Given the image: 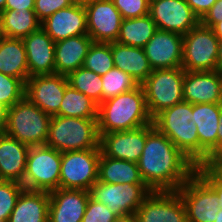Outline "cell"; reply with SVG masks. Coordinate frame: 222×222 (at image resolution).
I'll return each instance as SVG.
<instances>
[{
	"label": "cell",
	"instance_id": "cell-1",
	"mask_svg": "<svg viewBox=\"0 0 222 222\" xmlns=\"http://www.w3.org/2000/svg\"><path fill=\"white\" fill-rule=\"evenodd\" d=\"M137 165L152 191H177L196 170V165L153 123L146 125V142Z\"/></svg>",
	"mask_w": 222,
	"mask_h": 222
},
{
	"label": "cell",
	"instance_id": "cell-2",
	"mask_svg": "<svg viewBox=\"0 0 222 222\" xmlns=\"http://www.w3.org/2000/svg\"><path fill=\"white\" fill-rule=\"evenodd\" d=\"M153 123L144 89L138 85L133 90L109 98L98 107V134L133 130Z\"/></svg>",
	"mask_w": 222,
	"mask_h": 222
},
{
	"label": "cell",
	"instance_id": "cell-3",
	"mask_svg": "<svg viewBox=\"0 0 222 222\" xmlns=\"http://www.w3.org/2000/svg\"><path fill=\"white\" fill-rule=\"evenodd\" d=\"M192 104L181 102L166 108L153 118L154 127L199 166V137L197 126L191 121Z\"/></svg>",
	"mask_w": 222,
	"mask_h": 222
},
{
	"label": "cell",
	"instance_id": "cell-4",
	"mask_svg": "<svg viewBox=\"0 0 222 222\" xmlns=\"http://www.w3.org/2000/svg\"><path fill=\"white\" fill-rule=\"evenodd\" d=\"M97 119L53 115L45 145L60 152L100 149Z\"/></svg>",
	"mask_w": 222,
	"mask_h": 222
},
{
	"label": "cell",
	"instance_id": "cell-5",
	"mask_svg": "<svg viewBox=\"0 0 222 222\" xmlns=\"http://www.w3.org/2000/svg\"><path fill=\"white\" fill-rule=\"evenodd\" d=\"M51 117L25 96L9 107L6 134L30 147L45 145Z\"/></svg>",
	"mask_w": 222,
	"mask_h": 222
},
{
	"label": "cell",
	"instance_id": "cell-6",
	"mask_svg": "<svg viewBox=\"0 0 222 222\" xmlns=\"http://www.w3.org/2000/svg\"><path fill=\"white\" fill-rule=\"evenodd\" d=\"M184 78L185 70L182 67L155 69L141 84L144 89L147 108L152 118L164 109L184 101Z\"/></svg>",
	"mask_w": 222,
	"mask_h": 222
},
{
	"label": "cell",
	"instance_id": "cell-7",
	"mask_svg": "<svg viewBox=\"0 0 222 222\" xmlns=\"http://www.w3.org/2000/svg\"><path fill=\"white\" fill-rule=\"evenodd\" d=\"M61 152L46 145L31 146L21 183L27 190L47 191L59 188Z\"/></svg>",
	"mask_w": 222,
	"mask_h": 222
},
{
	"label": "cell",
	"instance_id": "cell-8",
	"mask_svg": "<svg viewBox=\"0 0 222 222\" xmlns=\"http://www.w3.org/2000/svg\"><path fill=\"white\" fill-rule=\"evenodd\" d=\"M218 44L213 29L199 23L183 35L182 68L185 71L217 70Z\"/></svg>",
	"mask_w": 222,
	"mask_h": 222
},
{
	"label": "cell",
	"instance_id": "cell-9",
	"mask_svg": "<svg viewBox=\"0 0 222 222\" xmlns=\"http://www.w3.org/2000/svg\"><path fill=\"white\" fill-rule=\"evenodd\" d=\"M101 149L61 152L59 188L89 191L98 181Z\"/></svg>",
	"mask_w": 222,
	"mask_h": 222
},
{
	"label": "cell",
	"instance_id": "cell-10",
	"mask_svg": "<svg viewBox=\"0 0 222 222\" xmlns=\"http://www.w3.org/2000/svg\"><path fill=\"white\" fill-rule=\"evenodd\" d=\"M151 192L145 183L110 184L97 181L89 189L90 198L103 203L117 216L134 214Z\"/></svg>",
	"mask_w": 222,
	"mask_h": 222
},
{
	"label": "cell",
	"instance_id": "cell-11",
	"mask_svg": "<svg viewBox=\"0 0 222 222\" xmlns=\"http://www.w3.org/2000/svg\"><path fill=\"white\" fill-rule=\"evenodd\" d=\"M187 222H215L220 211L216 192L195 172L178 190Z\"/></svg>",
	"mask_w": 222,
	"mask_h": 222
},
{
	"label": "cell",
	"instance_id": "cell-12",
	"mask_svg": "<svg viewBox=\"0 0 222 222\" xmlns=\"http://www.w3.org/2000/svg\"><path fill=\"white\" fill-rule=\"evenodd\" d=\"M149 15L157 29L185 35L200 23L185 0H152Z\"/></svg>",
	"mask_w": 222,
	"mask_h": 222
},
{
	"label": "cell",
	"instance_id": "cell-13",
	"mask_svg": "<svg viewBox=\"0 0 222 222\" xmlns=\"http://www.w3.org/2000/svg\"><path fill=\"white\" fill-rule=\"evenodd\" d=\"M135 214L139 222H187L186 208L177 191H152Z\"/></svg>",
	"mask_w": 222,
	"mask_h": 222
},
{
	"label": "cell",
	"instance_id": "cell-14",
	"mask_svg": "<svg viewBox=\"0 0 222 222\" xmlns=\"http://www.w3.org/2000/svg\"><path fill=\"white\" fill-rule=\"evenodd\" d=\"M88 36L93 42H116L122 15L112 0H92L85 5Z\"/></svg>",
	"mask_w": 222,
	"mask_h": 222
},
{
	"label": "cell",
	"instance_id": "cell-15",
	"mask_svg": "<svg viewBox=\"0 0 222 222\" xmlns=\"http://www.w3.org/2000/svg\"><path fill=\"white\" fill-rule=\"evenodd\" d=\"M68 85L65 75H35L27 79L25 96L42 111L53 116L59 112Z\"/></svg>",
	"mask_w": 222,
	"mask_h": 222
},
{
	"label": "cell",
	"instance_id": "cell-16",
	"mask_svg": "<svg viewBox=\"0 0 222 222\" xmlns=\"http://www.w3.org/2000/svg\"><path fill=\"white\" fill-rule=\"evenodd\" d=\"M143 49L153 70L182 67L183 35L181 34L157 29Z\"/></svg>",
	"mask_w": 222,
	"mask_h": 222
},
{
	"label": "cell",
	"instance_id": "cell-17",
	"mask_svg": "<svg viewBox=\"0 0 222 222\" xmlns=\"http://www.w3.org/2000/svg\"><path fill=\"white\" fill-rule=\"evenodd\" d=\"M146 142V126L133 130L116 131L100 136L101 152L110 158L137 163Z\"/></svg>",
	"mask_w": 222,
	"mask_h": 222
},
{
	"label": "cell",
	"instance_id": "cell-18",
	"mask_svg": "<svg viewBox=\"0 0 222 222\" xmlns=\"http://www.w3.org/2000/svg\"><path fill=\"white\" fill-rule=\"evenodd\" d=\"M183 99L191 104L222 103V73L185 71Z\"/></svg>",
	"mask_w": 222,
	"mask_h": 222
},
{
	"label": "cell",
	"instance_id": "cell-19",
	"mask_svg": "<svg viewBox=\"0 0 222 222\" xmlns=\"http://www.w3.org/2000/svg\"><path fill=\"white\" fill-rule=\"evenodd\" d=\"M48 222H82L89 191L58 188L49 192Z\"/></svg>",
	"mask_w": 222,
	"mask_h": 222
},
{
	"label": "cell",
	"instance_id": "cell-20",
	"mask_svg": "<svg viewBox=\"0 0 222 222\" xmlns=\"http://www.w3.org/2000/svg\"><path fill=\"white\" fill-rule=\"evenodd\" d=\"M41 28L55 43L72 36L88 35L85 6L72 4L60 9L44 20Z\"/></svg>",
	"mask_w": 222,
	"mask_h": 222
},
{
	"label": "cell",
	"instance_id": "cell-21",
	"mask_svg": "<svg viewBox=\"0 0 222 222\" xmlns=\"http://www.w3.org/2000/svg\"><path fill=\"white\" fill-rule=\"evenodd\" d=\"M222 103L192 104L191 121L199 137V165L217 148V132Z\"/></svg>",
	"mask_w": 222,
	"mask_h": 222
},
{
	"label": "cell",
	"instance_id": "cell-22",
	"mask_svg": "<svg viewBox=\"0 0 222 222\" xmlns=\"http://www.w3.org/2000/svg\"><path fill=\"white\" fill-rule=\"evenodd\" d=\"M25 45L29 78L55 74V42L42 29L22 39Z\"/></svg>",
	"mask_w": 222,
	"mask_h": 222
},
{
	"label": "cell",
	"instance_id": "cell-23",
	"mask_svg": "<svg viewBox=\"0 0 222 222\" xmlns=\"http://www.w3.org/2000/svg\"><path fill=\"white\" fill-rule=\"evenodd\" d=\"M30 146L7 134L0 135V176L2 180L23 182Z\"/></svg>",
	"mask_w": 222,
	"mask_h": 222
},
{
	"label": "cell",
	"instance_id": "cell-24",
	"mask_svg": "<svg viewBox=\"0 0 222 222\" xmlns=\"http://www.w3.org/2000/svg\"><path fill=\"white\" fill-rule=\"evenodd\" d=\"M93 43L88 35L72 36L55 43V74L67 76L83 67L85 57Z\"/></svg>",
	"mask_w": 222,
	"mask_h": 222
},
{
	"label": "cell",
	"instance_id": "cell-25",
	"mask_svg": "<svg viewBox=\"0 0 222 222\" xmlns=\"http://www.w3.org/2000/svg\"><path fill=\"white\" fill-rule=\"evenodd\" d=\"M111 53L114 67L129 74L138 85H141L153 71L141 47L111 42Z\"/></svg>",
	"mask_w": 222,
	"mask_h": 222
},
{
	"label": "cell",
	"instance_id": "cell-26",
	"mask_svg": "<svg viewBox=\"0 0 222 222\" xmlns=\"http://www.w3.org/2000/svg\"><path fill=\"white\" fill-rule=\"evenodd\" d=\"M49 203V192L24 189L8 222H48Z\"/></svg>",
	"mask_w": 222,
	"mask_h": 222
},
{
	"label": "cell",
	"instance_id": "cell-27",
	"mask_svg": "<svg viewBox=\"0 0 222 222\" xmlns=\"http://www.w3.org/2000/svg\"><path fill=\"white\" fill-rule=\"evenodd\" d=\"M0 72L19 78L26 84L29 71L22 39L6 37L0 43Z\"/></svg>",
	"mask_w": 222,
	"mask_h": 222
},
{
	"label": "cell",
	"instance_id": "cell-28",
	"mask_svg": "<svg viewBox=\"0 0 222 222\" xmlns=\"http://www.w3.org/2000/svg\"><path fill=\"white\" fill-rule=\"evenodd\" d=\"M98 181L110 184L144 183L137 163L113 159L102 152L99 160Z\"/></svg>",
	"mask_w": 222,
	"mask_h": 222
},
{
	"label": "cell",
	"instance_id": "cell-29",
	"mask_svg": "<svg viewBox=\"0 0 222 222\" xmlns=\"http://www.w3.org/2000/svg\"><path fill=\"white\" fill-rule=\"evenodd\" d=\"M156 31V23L149 14L133 19H123L116 42L143 48Z\"/></svg>",
	"mask_w": 222,
	"mask_h": 222
},
{
	"label": "cell",
	"instance_id": "cell-30",
	"mask_svg": "<svg viewBox=\"0 0 222 222\" xmlns=\"http://www.w3.org/2000/svg\"><path fill=\"white\" fill-rule=\"evenodd\" d=\"M5 37L23 39L41 28L34 10L5 9L1 12Z\"/></svg>",
	"mask_w": 222,
	"mask_h": 222
},
{
	"label": "cell",
	"instance_id": "cell-31",
	"mask_svg": "<svg viewBox=\"0 0 222 222\" xmlns=\"http://www.w3.org/2000/svg\"><path fill=\"white\" fill-rule=\"evenodd\" d=\"M98 107L91 98L68 85L56 116L98 118Z\"/></svg>",
	"mask_w": 222,
	"mask_h": 222
},
{
	"label": "cell",
	"instance_id": "cell-32",
	"mask_svg": "<svg viewBox=\"0 0 222 222\" xmlns=\"http://www.w3.org/2000/svg\"><path fill=\"white\" fill-rule=\"evenodd\" d=\"M68 84L85 94L98 105L102 103V78L98 74L84 67L69 73L67 76Z\"/></svg>",
	"mask_w": 222,
	"mask_h": 222
},
{
	"label": "cell",
	"instance_id": "cell-33",
	"mask_svg": "<svg viewBox=\"0 0 222 222\" xmlns=\"http://www.w3.org/2000/svg\"><path fill=\"white\" fill-rule=\"evenodd\" d=\"M102 78V101L133 90L138 83L122 70L113 67Z\"/></svg>",
	"mask_w": 222,
	"mask_h": 222
},
{
	"label": "cell",
	"instance_id": "cell-34",
	"mask_svg": "<svg viewBox=\"0 0 222 222\" xmlns=\"http://www.w3.org/2000/svg\"><path fill=\"white\" fill-rule=\"evenodd\" d=\"M83 67L102 76L114 67L111 43L93 42L85 57Z\"/></svg>",
	"mask_w": 222,
	"mask_h": 222
},
{
	"label": "cell",
	"instance_id": "cell-35",
	"mask_svg": "<svg viewBox=\"0 0 222 222\" xmlns=\"http://www.w3.org/2000/svg\"><path fill=\"white\" fill-rule=\"evenodd\" d=\"M25 188L16 181L0 182V222H8L17 199Z\"/></svg>",
	"mask_w": 222,
	"mask_h": 222
},
{
	"label": "cell",
	"instance_id": "cell-36",
	"mask_svg": "<svg viewBox=\"0 0 222 222\" xmlns=\"http://www.w3.org/2000/svg\"><path fill=\"white\" fill-rule=\"evenodd\" d=\"M26 84L19 78L0 72V102L12 107L25 97Z\"/></svg>",
	"mask_w": 222,
	"mask_h": 222
},
{
	"label": "cell",
	"instance_id": "cell-37",
	"mask_svg": "<svg viewBox=\"0 0 222 222\" xmlns=\"http://www.w3.org/2000/svg\"><path fill=\"white\" fill-rule=\"evenodd\" d=\"M123 19H133L149 14L148 0H112Z\"/></svg>",
	"mask_w": 222,
	"mask_h": 222
},
{
	"label": "cell",
	"instance_id": "cell-38",
	"mask_svg": "<svg viewBox=\"0 0 222 222\" xmlns=\"http://www.w3.org/2000/svg\"><path fill=\"white\" fill-rule=\"evenodd\" d=\"M117 217L106 205L89 198L82 222H112Z\"/></svg>",
	"mask_w": 222,
	"mask_h": 222
},
{
	"label": "cell",
	"instance_id": "cell-39",
	"mask_svg": "<svg viewBox=\"0 0 222 222\" xmlns=\"http://www.w3.org/2000/svg\"><path fill=\"white\" fill-rule=\"evenodd\" d=\"M70 0H35L34 12L42 23L60 9L71 6Z\"/></svg>",
	"mask_w": 222,
	"mask_h": 222
},
{
	"label": "cell",
	"instance_id": "cell-40",
	"mask_svg": "<svg viewBox=\"0 0 222 222\" xmlns=\"http://www.w3.org/2000/svg\"><path fill=\"white\" fill-rule=\"evenodd\" d=\"M195 172L216 192L222 208V176L210 174L202 165L196 166Z\"/></svg>",
	"mask_w": 222,
	"mask_h": 222
},
{
	"label": "cell",
	"instance_id": "cell-41",
	"mask_svg": "<svg viewBox=\"0 0 222 222\" xmlns=\"http://www.w3.org/2000/svg\"><path fill=\"white\" fill-rule=\"evenodd\" d=\"M201 165L210 174L222 176V146L217 147Z\"/></svg>",
	"mask_w": 222,
	"mask_h": 222
},
{
	"label": "cell",
	"instance_id": "cell-42",
	"mask_svg": "<svg viewBox=\"0 0 222 222\" xmlns=\"http://www.w3.org/2000/svg\"><path fill=\"white\" fill-rule=\"evenodd\" d=\"M222 20V0H217L214 5L200 19V23L206 27L212 28L216 23Z\"/></svg>",
	"mask_w": 222,
	"mask_h": 222
},
{
	"label": "cell",
	"instance_id": "cell-43",
	"mask_svg": "<svg viewBox=\"0 0 222 222\" xmlns=\"http://www.w3.org/2000/svg\"><path fill=\"white\" fill-rule=\"evenodd\" d=\"M193 12L201 19L217 0H185Z\"/></svg>",
	"mask_w": 222,
	"mask_h": 222
},
{
	"label": "cell",
	"instance_id": "cell-44",
	"mask_svg": "<svg viewBox=\"0 0 222 222\" xmlns=\"http://www.w3.org/2000/svg\"><path fill=\"white\" fill-rule=\"evenodd\" d=\"M35 0H6L5 9L34 10Z\"/></svg>",
	"mask_w": 222,
	"mask_h": 222
},
{
	"label": "cell",
	"instance_id": "cell-45",
	"mask_svg": "<svg viewBox=\"0 0 222 222\" xmlns=\"http://www.w3.org/2000/svg\"><path fill=\"white\" fill-rule=\"evenodd\" d=\"M8 109V106L0 102V135L6 134Z\"/></svg>",
	"mask_w": 222,
	"mask_h": 222
},
{
	"label": "cell",
	"instance_id": "cell-46",
	"mask_svg": "<svg viewBox=\"0 0 222 222\" xmlns=\"http://www.w3.org/2000/svg\"><path fill=\"white\" fill-rule=\"evenodd\" d=\"M112 222H139L137 215L134 214H129L125 216H118L115 220Z\"/></svg>",
	"mask_w": 222,
	"mask_h": 222
},
{
	"label": "cell",
	"instance_id": "cell-47",
	"mask_svg": "<svg viewBox=\"0 0 222 222\" xmlns=\"http://www.w3.org/2000/svg\"><path fill=\"white\" fill-rule=\"evenodd\" d=\"M219 127L218 132H217V147L222 146V106H221V111H220V116H219Z\"/></svg>",
	"mask_w": 222,
	"mask_h": 222
},
{
	"label": "cell",
	"instance_id": "cell-48",
	"mask_svg": "<svg viewBox=\"0 0 222 222\" xmlns=\"http://www.w3.org/2000/svg\"><path fill=\"white\" fill-rule=\"evenodd\" d=\"M217 70L222 73V40H219L218 44Z\"/></svg>",
	"mask_w": 222,
	"mask_h": 222
},
{
	"label": "cell",
	"instance_id": "cell-49",
	"mask_svg": "<svg viewBox=\"0 0 222 222\" xmlns=\"http://www.w3.org/2000/svg\"><path fill=\"white\" fill-rule=\"evenodd\" d=\"M213 32L219 40H222V20L216 23L213 27Z\"/></svg>",
	"mask_w": 222,
	"mask_h": 222
},
{
	"label": "cell",
	"instance_id": "cell-50",
	"mask_svg": "<svg viewBox=\"0 0 222 222\" xmlns=\"http://www.w3.org/2000/svg\"><path fill=\"white\" fill-rule=\"evenodd\" d=\"M5 33H4V30H3V20H2V15H1V12H0V43L5 39Z\"/></svg>",
	"mask_w": 222,
	"mask_h": 222
},
{
	"label": "cell",
	"instance_id": "cell-51",
	"mask_svg": "<svg viewBox=\"0 0 222 222\" xmlns=\"http://www.w3.org/2000/svg\"><path fill=\"white\" fill-rule=\"evenodd\" d=\"M72 4H78L85 6L86 4H89L92 0H70Z\"/></svg>",
	"mask_w": 222,
	"mask_h": 222
},
{
	"label": "cell",
	"instance_id": "cell-52",
	"mask_svg": "<svg viewBox=\"0 0 222 222\" xmlns=\"http://www.w3.org/2000/svg\"><path fill=\"white\" fill-rule=\"evenodd\" d=\"M215 222H222V208H220V211L216 214Z\"/></svg>",
	"mask_w": 222,
	"mask_h": 222
},
{
	"label": "cell",
	"instance_id": "cell-53",
	"mask_svg": "<svg viewBox=\"0 0 222 222\" xmlns=\"http://www.w3.org/2000/svg\"><path fill=\"white\" fill-rule=\"evenodd\" d=\"M6 0H0V12L5 10Z\"/></svg>",
	"mask_w": 222,
	"mask_h": 222
}]
</instances>
